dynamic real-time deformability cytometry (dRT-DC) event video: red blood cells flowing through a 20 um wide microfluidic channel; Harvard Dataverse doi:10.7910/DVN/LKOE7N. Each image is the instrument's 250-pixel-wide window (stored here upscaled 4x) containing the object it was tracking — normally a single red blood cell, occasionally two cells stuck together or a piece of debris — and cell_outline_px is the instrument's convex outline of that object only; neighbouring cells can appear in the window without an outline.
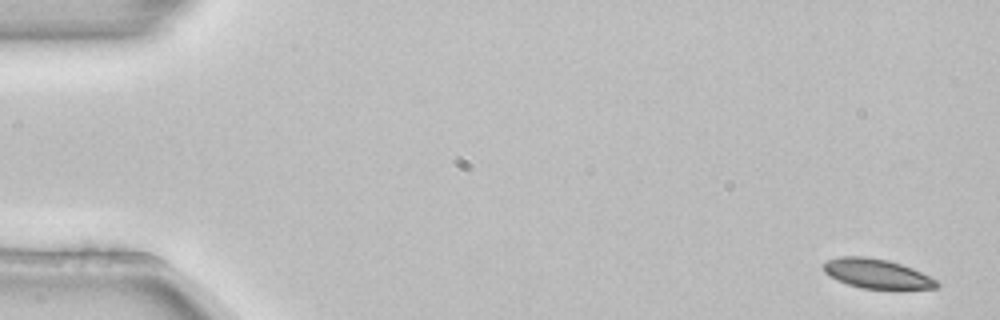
{"species": "common noctule bat (a hibernating species)", "species_latin": "Nyctalus noctula", "temperature_condition": "room temperature", "stored_images_in_passage": 4, "camera_frame_rate_fps": 3000, "um_per_image_px": 0.085, "animal": {"sex": "female", "body_mass_g": 22.7, "forearm_length_mm": 54.2}, "frame": {"image": 1, "passage_image": 1, "time_ms": 0.0, "image_size_px": [1000, 320], "cell_outline_px": [[940, 284], [936, 288], [864, 288], [848, 284], [836, 280], [828, 276], [824, 272], [824, 260], [840, 256], [868, 256], [888, 260], [912, 268], [936, 280]], "centroid_in_image_um": [74.46, 23.23], "position_along_channel_um": 10.5, "area_um2": 19.25}}
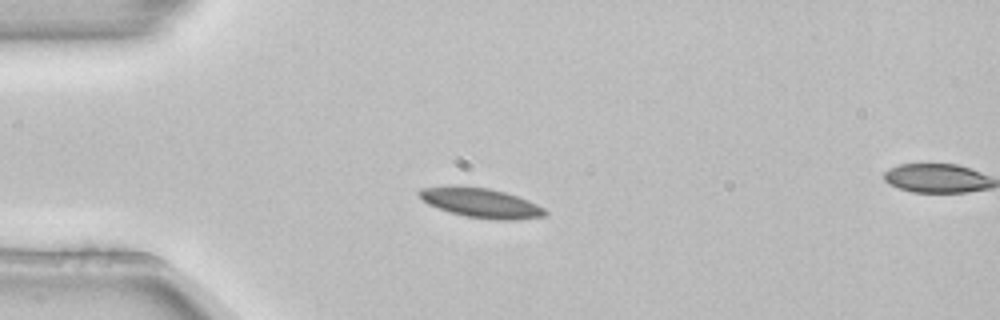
{"frame": {"image": 2, "passage_image": 3, "time_ms": 0.667, "image_size_px": [1000, 320], "cell_outline_px": [[548, 212], [544, 216], [520, 220], [492, 220], [464, 216], [428, 204], [416, 192], [420, 188], [448, 184], [456, 184], [488, 188], [504, 192], [528, 200], [544, 208]], "centroid_in_image_um": [40.85, 17.22], "position_along_channel_um": 44.2, "area_um2": 22.02}}